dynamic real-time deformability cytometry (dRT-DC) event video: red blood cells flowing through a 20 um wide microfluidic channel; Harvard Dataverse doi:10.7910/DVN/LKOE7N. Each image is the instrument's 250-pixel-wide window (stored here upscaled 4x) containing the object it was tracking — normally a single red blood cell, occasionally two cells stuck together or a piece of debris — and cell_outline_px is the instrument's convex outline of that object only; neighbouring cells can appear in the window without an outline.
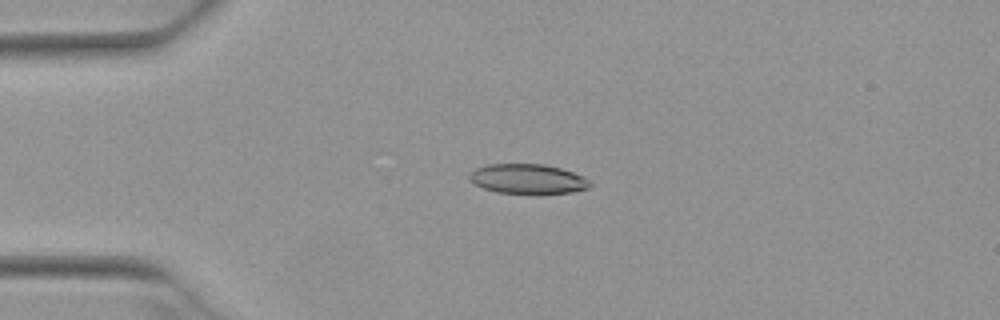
{"species": "Egyptian fruit bat (a non-hibernating species)", "species_latin": "Rousettus aegyptiacus", "temperature_condition": "warm", "stored_images_in_passage": 52, "camera_frame_rate_fps": 3000, "um_per_image_px": 0.085, "animal": {"sex": "female"}, "frame": {"image": 1, "passage_image": 13, "time_ms": 4.0, "image_size_px": [1000, 320], "cell_outline_px": [[592, 184], [588, 188], [572, 192], [496, 192], [484, 188], [468, 180], [468, 176], [476, 168], [488, 164], [544, 164], [560, 168], [584, 176]], "centroid_in_image_um": [44.85, 15.18], "position_along_channel_um": 40.2, "area_um2": 20.4}}
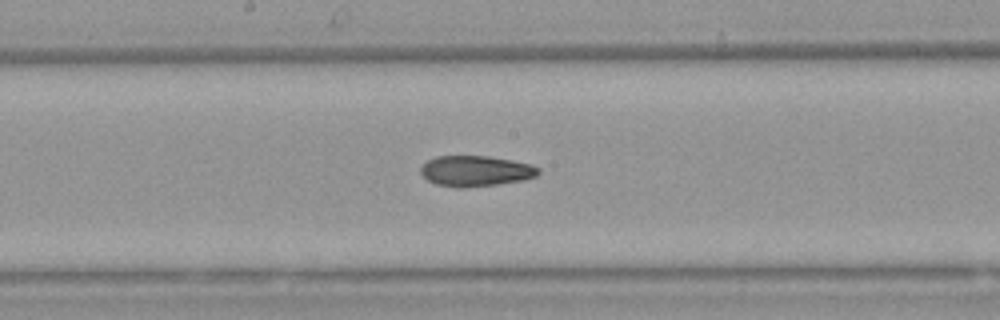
{"frame": {"image": 2, "passage_image": 28, "time_ms": 9.0, "image_size_px": [1000, 320], "cell_outline_px": [[540, 172], [536, 176], [524, 180], [500, 184], [464, 188], [460, 188], [436, 184], [428, 180], [420, 172], [420, 168], [428, 160], [436, 156], [488, 156], [512, 160], [532, 164], [540, 168]], "centroid_in_image_um": [40.46, 14.54], "position_along_channel_um": 207.7, "area_um2": 21.15}}
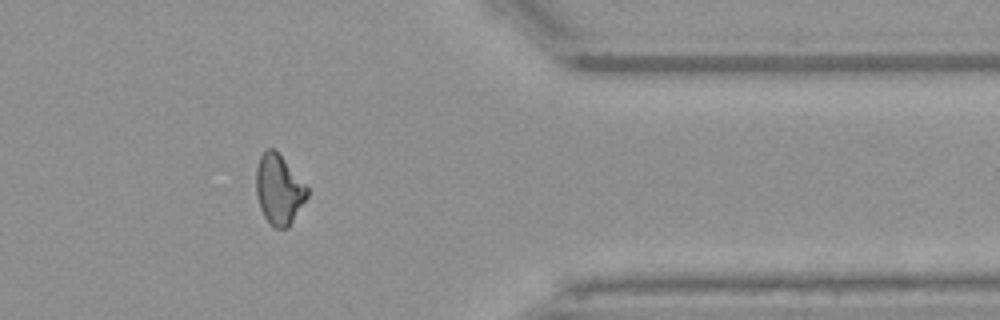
{"frame": {"image": 3, "passage_image": 43, "time_ms": 14.0, "image_size_px": [1000, 320], "cell_outline_px": [[308, 196], [288, 228], [276, 228], [264, 216], [260, 208], [256, 196], [256, 168], [260, 156], [268, 148], [272, 148], [284, 160], [308, 188]], "centroid_in_image_um": [23.69, 16.13], "position_along_channel_um": 387.7, "area_um2": 20.35}, "authors_computed_cell_mechanics": {"area_um2": 21.2704, "velocity_mm_per_s": 3.9502, "shape_relaxation_time_tau1_ms": 7.3113, "shape_relaxation_time_tau2_ms": 2.9145, "deformation_change_tau1": 0.1633, "deformation_change_tau2": 0.0925}}